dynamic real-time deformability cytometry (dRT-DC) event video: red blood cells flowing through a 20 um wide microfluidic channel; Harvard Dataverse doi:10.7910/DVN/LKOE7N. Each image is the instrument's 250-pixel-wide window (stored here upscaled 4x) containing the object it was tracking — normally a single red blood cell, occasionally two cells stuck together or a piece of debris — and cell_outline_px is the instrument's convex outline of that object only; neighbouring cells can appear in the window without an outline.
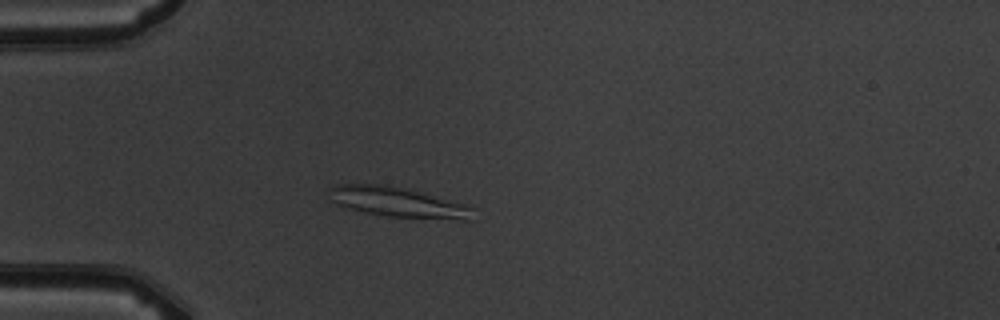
{"species": "common noctule bat (a hibernating species)", "species_latin": "Nyctalus noctula", "temperature_condition": "warm", "stored_images_in_passage": 4, "camera_frame_rate_fps": 3000, "um_per_image_px": 0.085, "animal": {"sex": "male", "body_mass_g": 19.5, "forearm_length_mm": 54.6}, "frame": {"image": 1, "passage_image": 4, "time_ms": 3.333, "image_size_px": [1000, 320], "cell_outline_px": [[472, 220], [460, 220], [380, 216], [336, 204], [328, 200], [328, 188], [336, 184], [384, 184], [404, 188], [472, 204]], "centroid_in_image_um": [33.84, 17.18], "position_along_channel_um": 51.2, "area_um2": 25.78}}